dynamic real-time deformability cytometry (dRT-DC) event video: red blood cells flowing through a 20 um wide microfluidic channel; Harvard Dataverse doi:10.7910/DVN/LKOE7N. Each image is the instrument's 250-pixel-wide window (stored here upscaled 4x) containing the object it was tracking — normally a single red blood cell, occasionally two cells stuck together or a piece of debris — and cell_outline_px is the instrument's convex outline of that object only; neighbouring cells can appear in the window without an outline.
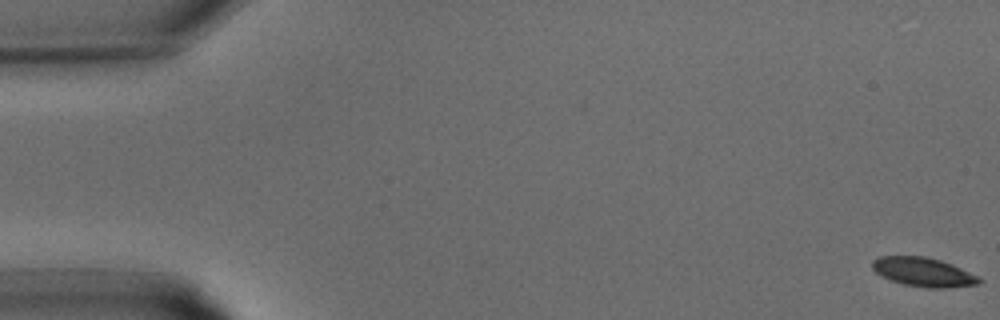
{"species": "common noctule bat (a hibernating species)", "species_latin": "Nyctalus noctula", "temperature_condition": "warm", "stored_images_in_passage": 34, "camera_frame_rate_fps": 3000, "um_per_image_px": 0.085, "animal": {"sex": "male", "body_mass_g": 15.6}, "frame": {"image": 1, "passage_image": 1, "time_ms": 0.0, "image_size_px": [1000, 320], "cell_outline_px": [[984, 280], [980, 284], [948, 288], [924, 288], [904, 284], [892, 280], [876, 272], [872, 268], [872, 260], [880, 256], [924, 256], [940, 260], [952, 264]], "centroid_in_image_um": [78.5, 23.13], "position_along_channel_um": 6.5, "area_um2": 17.98}}
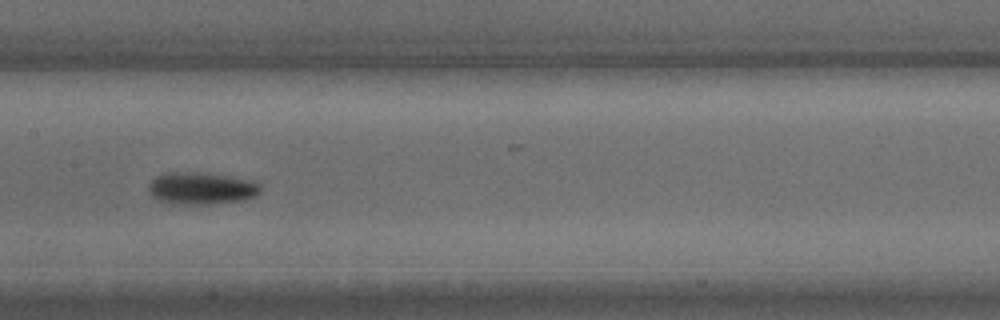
{"frame": {"image": 2, "passage_image": 17, "time_ms": 5.333, "image_size_px": [1000, 320], "cell_outline_px": [[260, 192], [256, 196], [244, 200], [208, 204], [172, 204], [160, 200], [152, 196], [148, 188], [148, 184], [156, 176], [164, 172], [196, 172], [228, 176], [252, 180], [260, 184]], "centroid_in_image_um": [17.11, 16.0], "position_along_channel_um": 190.3, "area_um2": 21.04}}
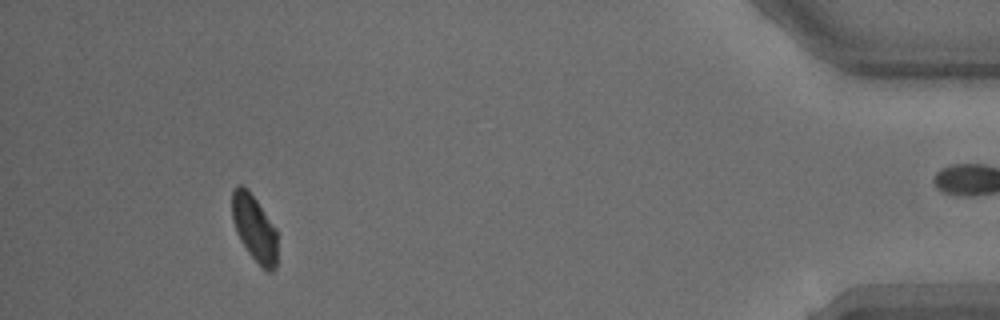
{"frame": {"image": 3, "passage_image": 31, "time_ms": 10.0, "image_size_px": [1000, 320], "cell_outline_px": [[276, 268], [272, 272], [268, 272], [248, 252], [240, 240], [236, 232], [232, 220], [232, 188], [236, 184], [240, 184], [248, 188], [276, 228]], "centroid_in_image_um": [21.6, 19.34], "position_along_channel_um": 413.6, "area_um2": 17.57}}